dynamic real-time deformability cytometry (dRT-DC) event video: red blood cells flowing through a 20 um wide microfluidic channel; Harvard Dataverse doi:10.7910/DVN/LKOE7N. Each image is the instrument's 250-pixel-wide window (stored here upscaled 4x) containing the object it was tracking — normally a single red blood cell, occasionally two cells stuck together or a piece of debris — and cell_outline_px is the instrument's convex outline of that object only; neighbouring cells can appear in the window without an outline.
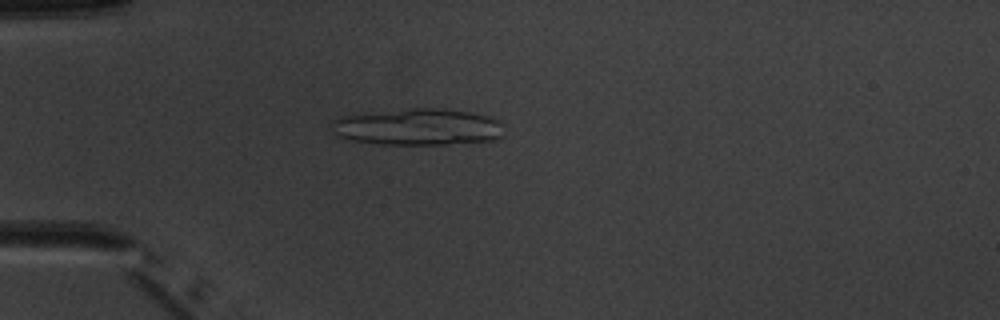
{"species": "common noctule bat (a hibernating species)", "species_latin": "Nyctalus noctula", "temperature_condition": "warm", "stored_images_in_passage": 5, "camera_frame_rate_fps": 3000, "um_per_image_px": 0.085, "animal": {"sex": "male", "body_mass_g": 20.1, "forearm_length_mm": 53.5}, "frame": {"image": 1, "passage_image": 4, "time_ms": 3.667, "image_size_px": [1000, 320], "cell_outline_px": [[504, 136], [500, 140], [448, 144], [380, 144], [352, 140], [336, 136], [328, 124], [332, 120], [340, 116], [404, 108], [444, 108], [492, 116], [500, 120], [504, 124]], "centroid_in_image_um": [35.57, 10.78], "position_along_channel_um": 49.4, "area_um2": 37.74}}